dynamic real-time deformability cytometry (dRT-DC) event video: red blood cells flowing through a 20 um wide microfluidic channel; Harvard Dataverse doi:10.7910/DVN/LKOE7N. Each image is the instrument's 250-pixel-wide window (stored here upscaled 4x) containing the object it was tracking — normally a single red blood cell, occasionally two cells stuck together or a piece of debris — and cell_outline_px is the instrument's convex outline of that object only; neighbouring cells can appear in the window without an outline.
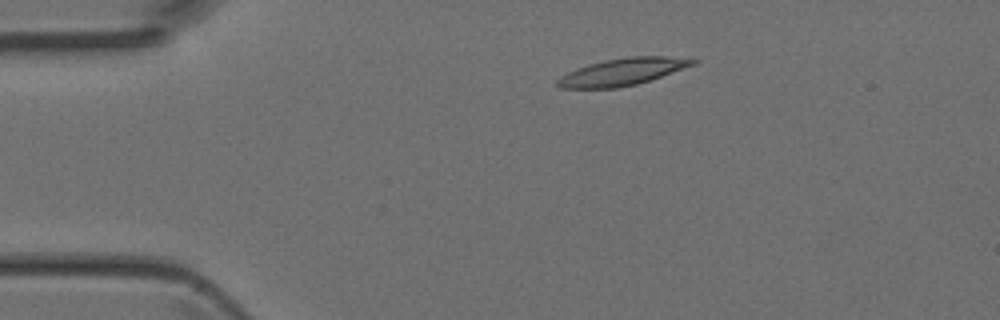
{"species": "Egyptian fruit bat (a non-hibernating species)", "species_latin": "Rousettus aegyptiacus", "temperature_condition": "room temperature", "stored_images_in_passage": 3, "camera_frame_rate_fps": 3000, "um_per_image_px": 0.085, "animal": {"sex": "female"}, "frame": {"image": 1, "passage_image": 2, "time_ms": 0.333, "image_size_px": [1000, 320], "cell_outline_px": [[700, 60], [696, 64], [636, 84], [616, 88], [560, 88], [556, 84], [556, 80], [560, 76], [576, 68], [588, 64], [604, 60], [632, 56], [668, 56]], "centroid_in_image_um": [52.88, 6.1], "position_along_channel_um": 32.1, "area_um2": 21.21}}